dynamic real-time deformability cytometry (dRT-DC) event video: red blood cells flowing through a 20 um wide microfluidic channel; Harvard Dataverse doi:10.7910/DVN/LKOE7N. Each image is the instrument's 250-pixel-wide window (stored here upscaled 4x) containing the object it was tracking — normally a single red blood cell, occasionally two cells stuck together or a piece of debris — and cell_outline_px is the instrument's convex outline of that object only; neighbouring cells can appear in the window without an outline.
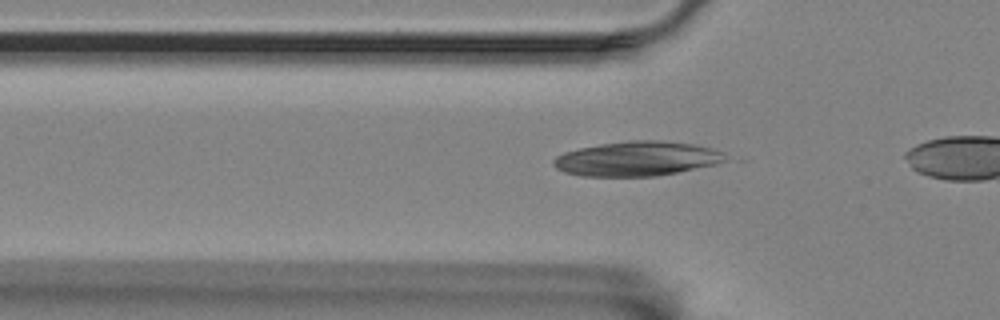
{"species": "Egyptian fruit bat (a non-hibernating species)", "species_latin": "Rousettus aegyptiacus", "temperature_condition": "room temperature", "stored_images_in_passage": 33, "camera_frame_rate_fps": 3000, "um_per_image_px": 0.085, "animal": {"sex": "female"}, "frame": {"image": 1, "passage_image": 6, "time_ms": 1.667, "image_size_px": [1000, 320], "cell_outline_px": [[724, 160], [716, 164], [656, 176], [580, 176], [564, 172], [556, 168], [552, 164], [552, 160], [556, 156], [564, 152], [580, 148], [600, 144], [628, 140], [660, 140], [692, 144], [708, 148], [720, 152]], "centroid_in_image_um": [54.03, 13.49], "position_along_channel_um": 71.8, "area_um2": 34.22}}
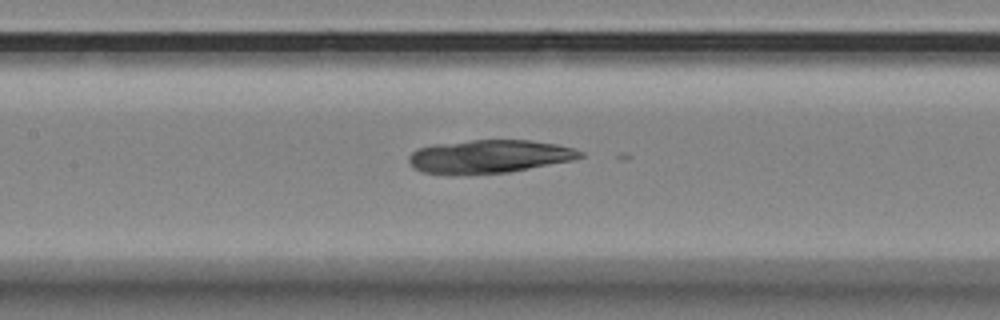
{"frame": {"image": 2, "passage_image": 14, "time_ms": 4.333, "image_size_px": [1000, 320], "cell_outline_px": [[584, 156], [572, 160], [508, 172], [452, 176], [424, 172], [416, 168], [408, 160], [408, 156], [412, 152], [420, 148], [432, 144], [472, 140], [528, 140], [556, 144], [572, 148], [584, 152]], "centroid_in_image_um": [41.55, 13.31], "position_along_channel_um": 165.8, "area_um2": 33.29}}
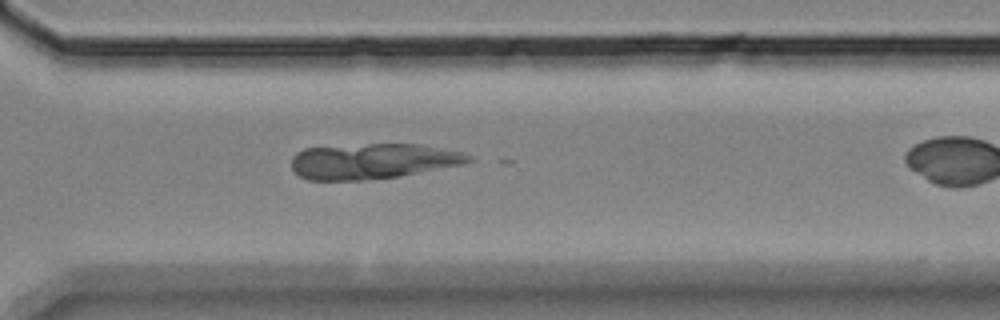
{"frame": {"image": 3, "passage_image": 29, "time_ms": 9.333, "image_size_px": [1000, 320], "cell_outline_px": [[476, 160], [464, 164], [396, 176], [360, 180], [308, 180], [300, 176], [292, 168], [292, 156], [296, 152], [304, 148], [368, 144], [416, 144], [464, 152], [476, 156]], "centroid_in_image_um": [31.71, 13.69], "position_along_channel_um": 338.9, "area_um2": 36.47}}